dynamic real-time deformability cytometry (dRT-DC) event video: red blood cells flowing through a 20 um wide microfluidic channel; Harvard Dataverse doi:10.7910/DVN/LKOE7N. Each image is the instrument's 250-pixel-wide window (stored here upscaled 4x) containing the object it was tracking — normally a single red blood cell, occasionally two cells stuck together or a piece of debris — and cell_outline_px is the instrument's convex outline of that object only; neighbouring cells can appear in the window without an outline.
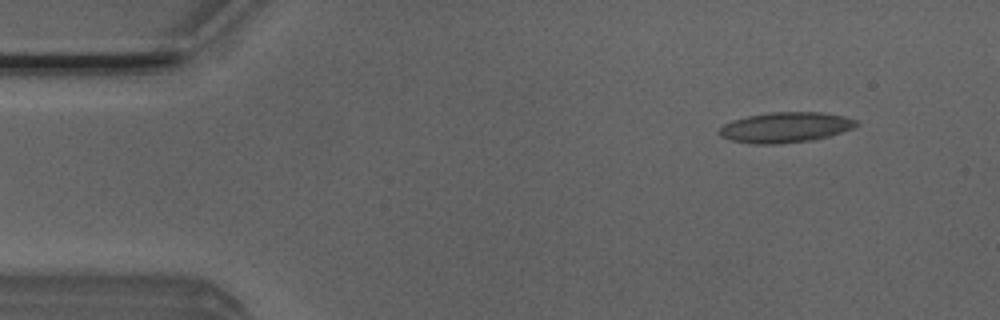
{"species": "Egyptian fruit bat (a non-hibernating species)", "species_latin": "Rousettus aegyptiacus", "temperature_condition": "room temperature", "stored_images_in_passage": 5, "camera_frame_rate_fps": 3000, "um_per_image_px": 0.085, "animal": {"sex": "male"}, "frame": {"image": 1, "passage_image": 1, "time_ms": 0.0, "image_size_px": [1000, 320], "cell_outline_px": [[860, 124], [852, 128], [816, 140], [780, 144], [752, 144], [732, 140], [720, 136], [716, 132], [724, 124], [732, 120], [748, 116], [772, 112], [820, 112], [844, 116], [856, 120]], "centroid_in_image_um": [66.74, 10.83], "position_along_channel_um": 18.3, "area_um2": 24.33}}